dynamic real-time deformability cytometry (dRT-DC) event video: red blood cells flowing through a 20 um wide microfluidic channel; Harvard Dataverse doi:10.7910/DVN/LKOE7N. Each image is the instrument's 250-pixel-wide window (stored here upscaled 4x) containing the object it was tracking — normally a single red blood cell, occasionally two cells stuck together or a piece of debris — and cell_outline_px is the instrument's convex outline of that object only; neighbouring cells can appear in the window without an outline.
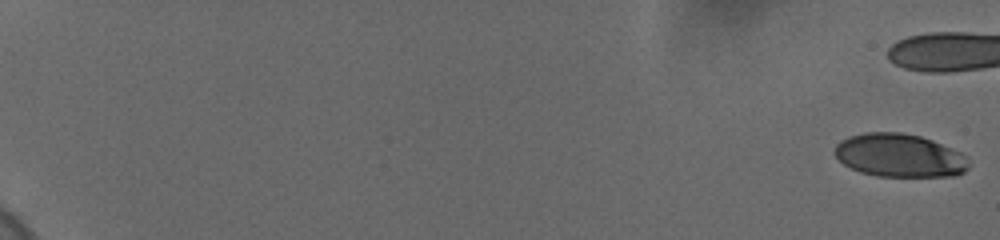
{"species": "human", "species_latin": "Homo sapiens", "temperature_condition": "cold", "stored_images_in_passage": 44, "camera_frame_rate_fps": 3000, "um_per_image_px": 0.085, "donor": {"sex": "female"}, "frame": {"image": 1, "passage_image": 1, "time_ms": 0.0, "image_size_px": [1000, 240], "cell_outline_px": [[968, 168], [964, 172], [956, 176], [876, 176], [860, 172], [844, 164], [832, 152], [832, 148], [840, 140], [848, 136], [864, 132], [900, 132], [920, 136], [932, 140], [960, 152], [968, 156]], "centroid_in_image_um": [76.43, 13.21], "position_along_channel_um": 8.6, "area_um2": 34.04}}
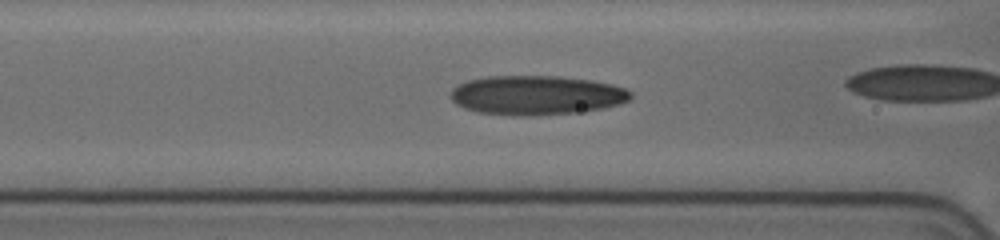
{"frame": {"image": 2, "passage_image": 34, "time_ms": 9.333, "image_size_px": [1000, 240], "cell_outline_px": [[632, 96], [628, 100], [620, 104], [604, 108], [576, 112], [532, 116], [512, 116], [480, 112], [464, 108], [456, 104], [448, 96], [452, 88], [468, 80], [488, 76], [560, 76], [592, 80], [612, 84], [624, 88], [632, 92]], "centroid_in_image_um": [45.59, 8.09], "position_along_channel_um": 121.0, "area_um2": 41.5}}
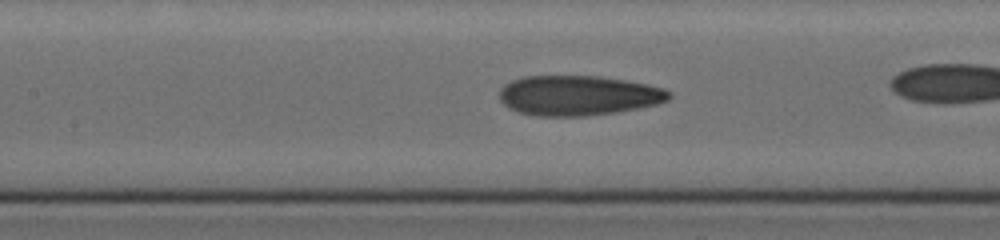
{"frame": {"image": 3, "passage_image": 39, "time_ms": 10.333, "image_size_px": [1000, 240], "cell_outline_px": [[672, 96], [668, 100], [656, 104], [616, 112], [584, 116], [536, 116], [520, 112], [508, 108], [500, 100], [500, 88], [504, 84], [512, 80], [524, 76], [600, 76], [648, 84], [664, 88], [672, 92]], "centroid_in_image_um": [49.15, 8.11], "position_along_channel_um": 158.3, "area_um2": 39.59}}